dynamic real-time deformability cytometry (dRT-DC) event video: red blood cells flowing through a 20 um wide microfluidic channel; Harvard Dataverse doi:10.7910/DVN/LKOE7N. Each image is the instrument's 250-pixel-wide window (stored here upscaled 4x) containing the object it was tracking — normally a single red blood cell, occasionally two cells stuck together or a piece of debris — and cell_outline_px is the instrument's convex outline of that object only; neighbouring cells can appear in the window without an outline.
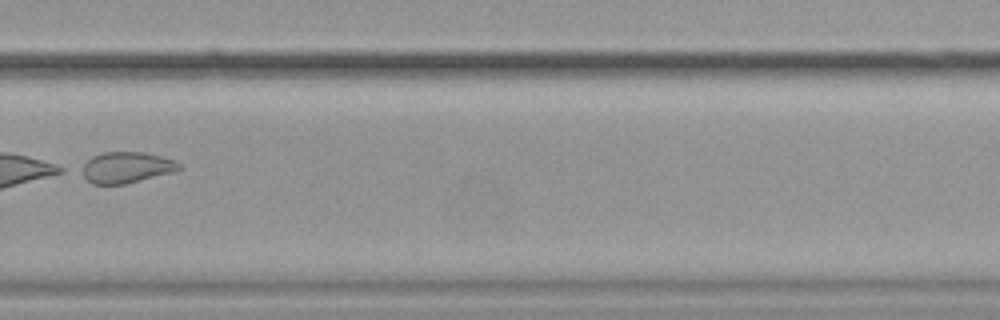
{"species": "common noctule bat (a hibernating species)", "species_latin": "Nyctalus noctula", "temperature_condition": "cold", "stored_images_in_passage": 14, "camera_frame_rate_fps": 3000, "um_per_image_px": 0.085, "animal": {"sex": "female", "body_mass_g": 19.9}, "frame": {"image": 1, "passage_image": 10, "time_ms": 11.667, "image_size_px": [1000, 320], "cell_outline_px": [[184, 168], [172, 172], [124, 184], [92, 184], [76, 172], [76, 168], [92, 156], [104, 152], [144, 152], [160, 156], [172, 160], [180, 164]], "centroid_in_image_um": [10.62, 14.23], "position_along_channel_um": 319.2, "area_um2": 17.92}}